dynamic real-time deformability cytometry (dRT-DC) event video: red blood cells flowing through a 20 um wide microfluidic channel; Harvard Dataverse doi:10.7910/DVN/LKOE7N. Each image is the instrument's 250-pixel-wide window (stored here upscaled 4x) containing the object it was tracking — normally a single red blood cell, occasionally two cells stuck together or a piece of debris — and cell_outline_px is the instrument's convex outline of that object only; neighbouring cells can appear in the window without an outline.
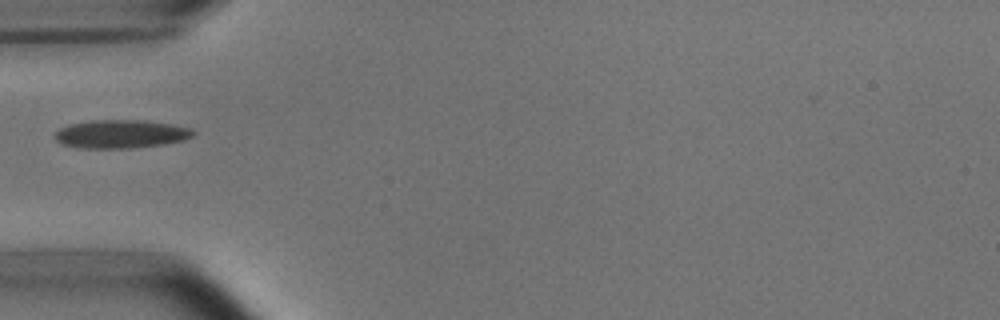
{"species": "common noctule bat (a hibernating species)", "species_latin": "Nyctalus noctula", "temperature_condition": "room temperature", "stored_images_in_passage": 29, "camera_frame_rate_fps": 3000, "um_per_image_px": 0.085, "animal": {"sex": "male", "body_mass_g": 15.6}, "frame": {"image": 1, "passage_image": 1, "time_ms": 0.0, "image_size_px": [1000, 320], "cell_outline_px": [[196, 132], [192, 136], [184, 140], [164, 144], [132, 148], [80, 148], [60, 144], [52, 136], [60, 128], [68, 124], [92, 120], [140, 120], [172, 124], [192, 128]], "centroid_in_image_um": [10.25, 11.39], "position_along_channel_um": 74.8, "area_um2": 23.06}}
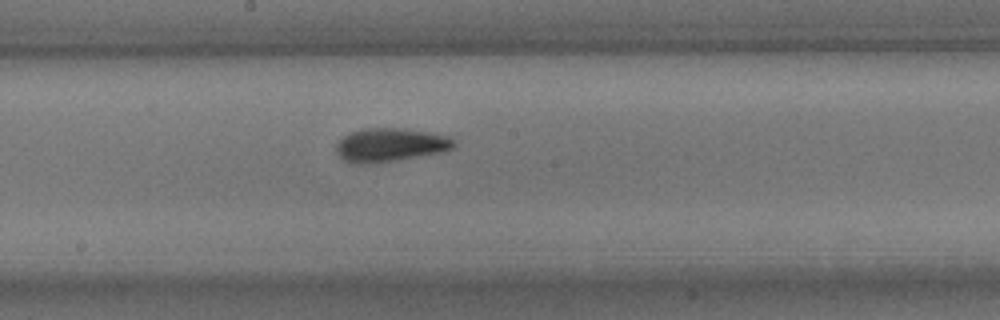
{"frame": {"image": 2, "passage_image": 12, "time_ms": 3.667, "image_size_px": [1000, 320], "cell_outline_px": [[456, 144], [452, 148], [440, 152], [396, 160], [368, 164], [352, 164], [344, 160], [336, 152], [336, 144], [344, 136], [352, 132], [364, 128], [404, 128], [432, 132], [448, 136], [456, 140]], "centroid_in_image_um": [33.17, 12.31], "position_along_channel_um": 215.0, "area_um2": 23.06}}
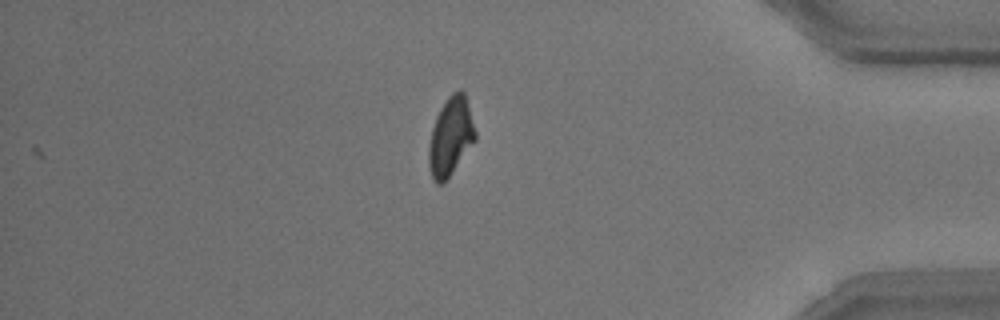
{"frame": {"image": 3, "passage_image": 29, "time_ms": 9.333, "image_size_px": [1000, 320], "cell_outline_px": [[476, 140], [448, 176], [440, 184], [436, 184], [432, 180], [428, 164], [428, 144], [432, 128], [436, 116], [440, 108], [448, 96], [452, 92], [464, 92], [468, 104], [476, 132]], "centroid_in_image_um": [38.28, 11.61], "position_along_channel_um": 396.9, "area_um2": 20.98}}